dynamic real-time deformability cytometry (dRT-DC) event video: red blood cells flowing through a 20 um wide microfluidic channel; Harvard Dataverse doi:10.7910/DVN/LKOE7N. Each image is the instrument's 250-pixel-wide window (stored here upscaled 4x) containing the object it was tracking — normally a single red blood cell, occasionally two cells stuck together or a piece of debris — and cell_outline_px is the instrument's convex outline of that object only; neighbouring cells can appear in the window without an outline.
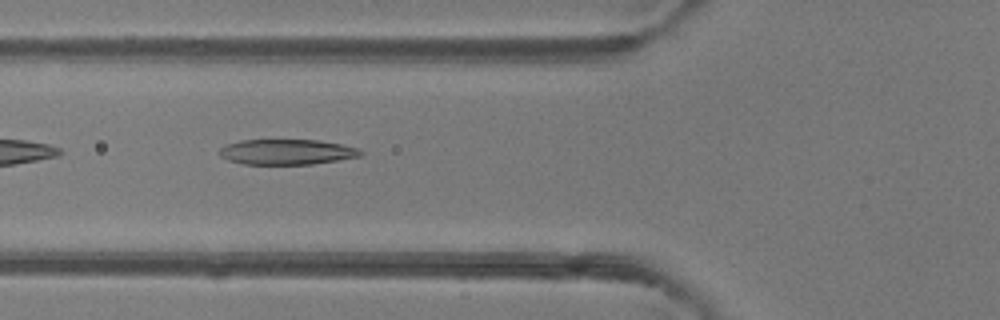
{"species": "common noctule bat (a hibernating species)", "species_latin": "Nyctalus noctula", "temperature_condition": "room temperature", "stored_images_in_passage": 7, "camera_frame_rate_fps": 3000, "um_per_image_px": 0.085, "animal": {"sex": "female"}, "frame": {"image": 1, "passage_image": 4, "time_ms": 4.333, "image_size_px": [1000, 320], "cell_outline_px": [[364, 152], [360, 156], [312, 164], [244, 164], [228, 160], [220, 156], [216, 152], [224, 144], [240, 140], [320, 140], [360, 148]], "centroid_in_image_um": [24.33, 12.91], "position_along_channel_um": 101.5, "area_um2": 20.98}}
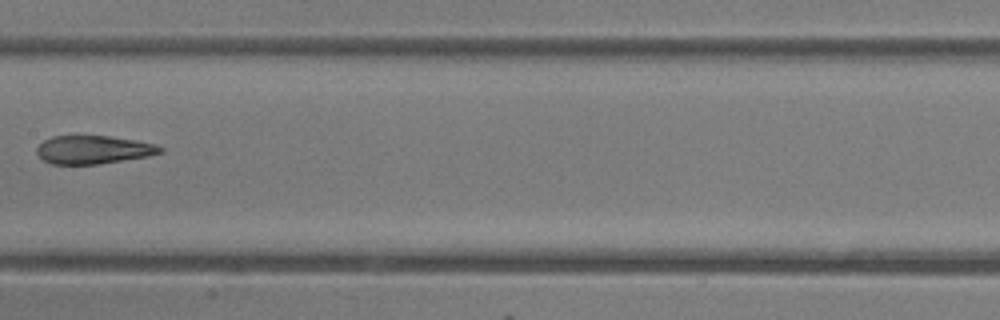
{"frame": {"image": 2, "passage_image": 6, "time_ms": 6.667, "image_size_px": [1000, 320], "cell_outline_px": [[164, 152], [148, 156], [96, 164], [52, 164], [44, 160], [36, 152], [36, 148], [44, 140], [52, 136], [108, 136], [136, 140], [156, 144], [164, 148]], "centroid_in_image_um": [7.96, 12.72], "position_along_channel_um": 199.4, "area_um2": 20.23}}
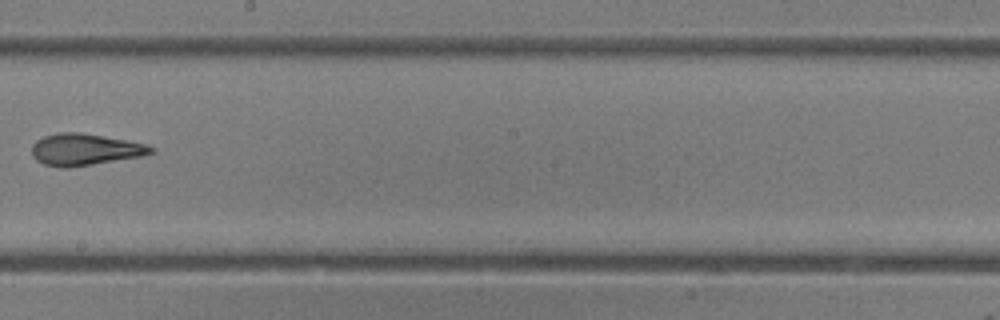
{"frame": {"image": 3, "passage_image": 7, "time_ms": 7.667, "image_size_px": [1000, 320], "cell_outline_px": [[156, 152], [140, 156], [68, 168], [60, 168], [44, 164], [36, 160], [32, 156], [32, 144], [36, 140], [44, 136], [60, 132], [80, 132], [124, 140], [144, 144], [156, 148]], "centroid_in_image_um": [7.17, 12.71], "position_along_channel_um": 241.0, "area_um2": 21.85}}